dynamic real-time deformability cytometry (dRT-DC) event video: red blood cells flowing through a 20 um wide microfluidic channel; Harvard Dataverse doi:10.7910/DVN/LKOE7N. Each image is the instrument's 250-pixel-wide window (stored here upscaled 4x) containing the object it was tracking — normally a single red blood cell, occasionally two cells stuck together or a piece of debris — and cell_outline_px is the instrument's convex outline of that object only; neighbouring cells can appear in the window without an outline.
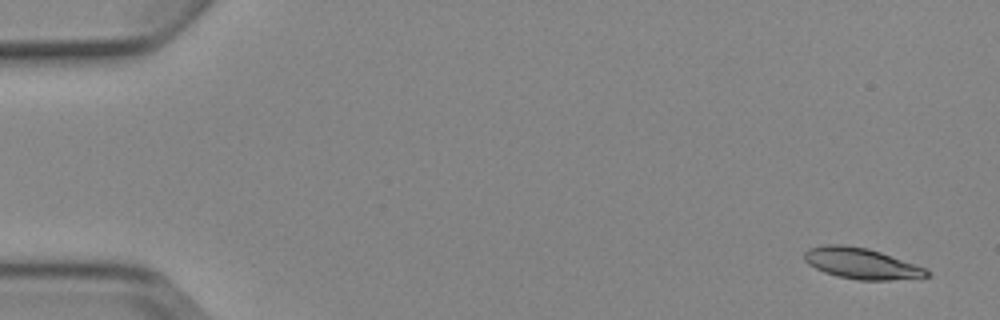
{"species": "Egyptian fruit bat (a non-hibernating species)", "species_latin": "Rousettus aegyptiacus", "temperature_condition": "cold", "stored_images_in_passage": 5, "camera_frame_rate_fps": 3000, "um_per_image_px": 0.085, "animal": {"sex": "female"}, "frame": {"image": 1, "passage_image": 1, "time_ms": 0.0, "image_size_px": [1000, 320], "cell_outline_px": [[932, 276], [888, 280], [856, 280], [824, 272], [808, 264], [804, 260], [804, 252], [808, 248], [824, 244], [840, 244], [868, 248], [928, 268], [932, 272]], "centroid_in_image_um": [73.24, 22.39], "position_along_channel_um": 11.8, "area_um2": 22.2}}
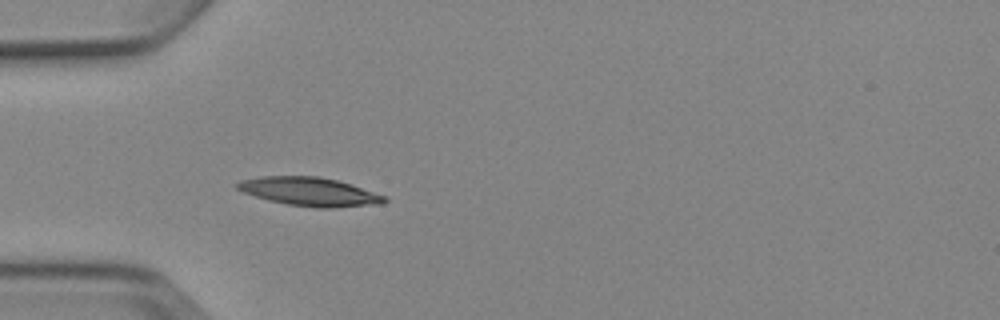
{"frame": {"image": 2, "passage_image": 5, "time_ms": 4.667, "image_size_px": [1000, 320], "cell_outline_px": [[388, 200], [384, 204], [332, 208], [316, 208], [288, 204], [268, 200], [244, 192], [236, 188], [232, 184], [240, 180], [260, 176], [320, 176], [352, 184], [388, 196]], "centroid_in_image_um": [26.36, 16.29], "position_along_channel_um": 58.6, "area_um2": 24.91}}